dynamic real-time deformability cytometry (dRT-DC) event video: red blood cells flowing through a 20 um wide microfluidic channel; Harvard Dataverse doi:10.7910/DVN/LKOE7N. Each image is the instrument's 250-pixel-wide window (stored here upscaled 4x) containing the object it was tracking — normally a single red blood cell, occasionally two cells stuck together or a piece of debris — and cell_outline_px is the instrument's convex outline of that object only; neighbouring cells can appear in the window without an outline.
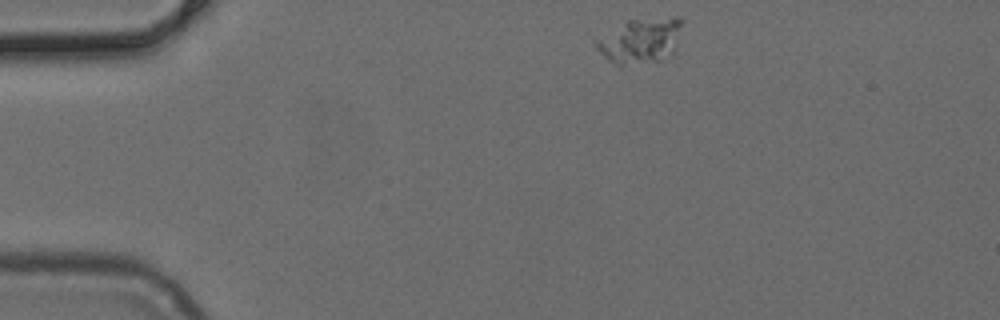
{"species": "common noctule bat (a hibernating species)", "species_latin": "Nyctalus noctula", "temperature_condition": "cold", "stored_images_in_passage": 38, "camera_frame_rate_fps": 3000, "um_per_image_px": 0.085, "animal": {"sex": "female", "body_mass_g": 24.6, "forearm_length_mm": 56.2}, "frame": {"image": 1, "passage_image": 1, "time_ms": 0.0, "image_size_px": [1000, 320], "cell_outline_px": [[684, 20], [676, 48], [672, 56], [660, 60], [620, 68], [608, 60], [592, 44], [592, 40], [628, 20], [676, 16], [680, 16]], "centroid_in_image_um": [54.44, 3.48], "position_along_channel_um": 30.6, "area_um2": 23.52}}
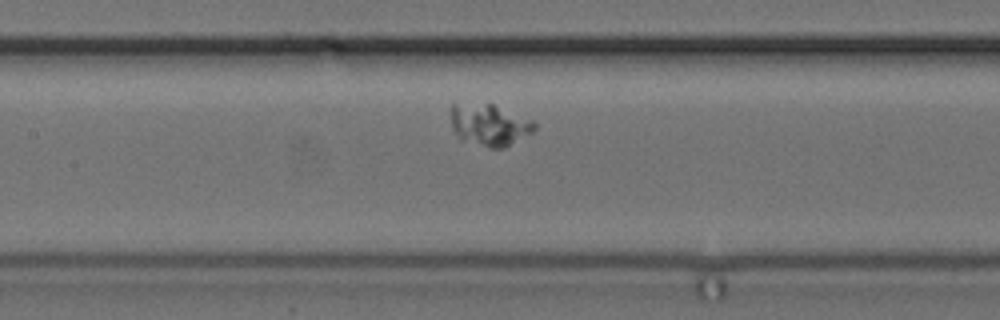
{"frame": {"image": 2, "passage_image": 16, "time_ms": 5.0, "image_size_px": [1000, 320], "cell_outline_px": [[536, 128], [532, 132], [504, 148], [492, 148], [460, 140], [452, 128], [452, 100], [492, 104], [532, 120], [536, 124]], "centroid_in_image_um": [41.54, 10.58], "position_along_channel_um": 165.9, "area_um2": 20.58}}
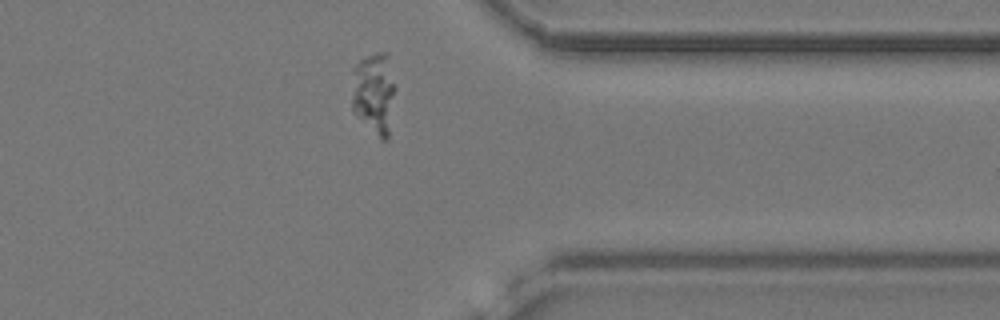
{"frame": {"image": 3, "passage_image": 33, "time_ms": 10.667, "image_size_px": [1000, 320], "cell_outline_px": [[396, 88], [388, 140], [380, 140], [352, 112], [352, 68], [360, 60], [376, 52], [388, 52]], "centroid_in_image_um": [31.8, 7.92], "position_along_channel_um": 379.6, "area_um2": 21.44}}